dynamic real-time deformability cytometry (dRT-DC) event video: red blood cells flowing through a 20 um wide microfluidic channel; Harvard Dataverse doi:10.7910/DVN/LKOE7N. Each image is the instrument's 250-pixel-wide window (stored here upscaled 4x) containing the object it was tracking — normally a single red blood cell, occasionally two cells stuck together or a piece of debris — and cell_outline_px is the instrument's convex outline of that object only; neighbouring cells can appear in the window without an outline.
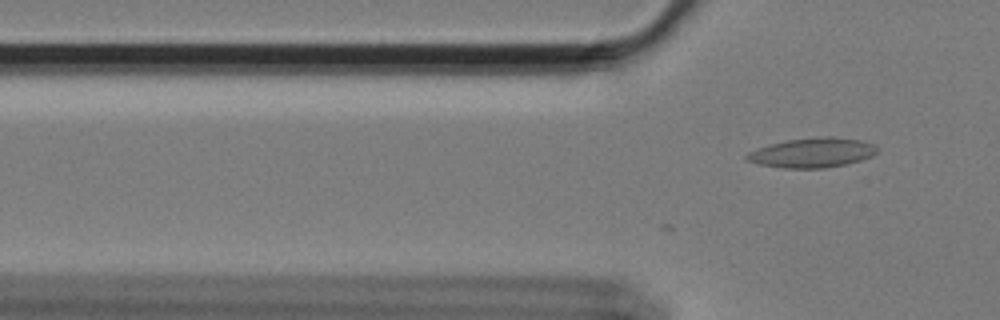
{"species": "Egyptian fruit bat (a non-hibernating species)", "species_latin": "Rousettus aegyptiacus", "temperature_condition": "cold", "stored_images_in_passage": 6, "camera_frame_rate_fps": 3000, "um_per_image_px": 0.085, "animal": {"sex": "female"}, "frame": {"image": 1, "passage_image": 6, "time_ms": 1.667, "image_size_px": [1000, 320], "cell_outline_px": [[880, 148], [872, 156], [860, 160], [844, 164], [824, 168], [784, 168], [760, 164], [744, 160], [744, 156], [748, 152], [772, 144], [788, 140], [828, 136], [832, 136], [864, 140], [876, 144]], "centroid_in_image_um": [69.1, 12.97], "position_along_channel_um": 56.7, "area_um2": 22.48}}